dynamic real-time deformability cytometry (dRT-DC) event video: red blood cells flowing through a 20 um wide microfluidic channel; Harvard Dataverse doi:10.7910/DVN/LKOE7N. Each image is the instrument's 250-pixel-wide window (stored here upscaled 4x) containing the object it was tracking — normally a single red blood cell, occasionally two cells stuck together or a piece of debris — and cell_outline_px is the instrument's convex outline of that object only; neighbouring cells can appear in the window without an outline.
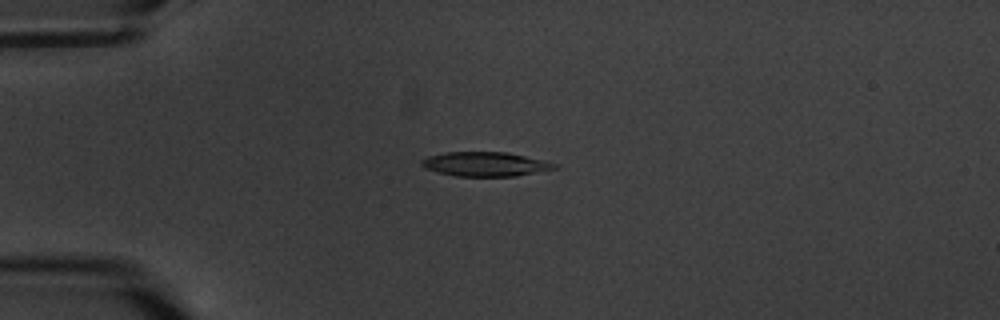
{"species": "common noctule bat (a hibernating species)", "species_latin": "Nyctalus noctula", "temperature_condition": "warm", "stored_images_in_passage": 5, "camera_frame_rate_fps": 3000, "um_per_image_px": 0.085, "animal": {"sex": "male", "body_mass_g": 20.1, "forearm_length_mm": 53.5}, "frame": {"image": 1, "passage_image": 5, "time_ms": 4.667, "image_size_px": [1000, 320], "cell_outline_px": [[560, 168], [516, 176], [456, 176], [436, 172], [424, 168], [420, 164], [420, 160], [428, 156], [444, 152], [504, 152], [524, 156], [560, 164]], "centroid_in_image_um": [41.24, 13.95], "position_along_channel_um": 43.8, "area_um2": 18.96}}